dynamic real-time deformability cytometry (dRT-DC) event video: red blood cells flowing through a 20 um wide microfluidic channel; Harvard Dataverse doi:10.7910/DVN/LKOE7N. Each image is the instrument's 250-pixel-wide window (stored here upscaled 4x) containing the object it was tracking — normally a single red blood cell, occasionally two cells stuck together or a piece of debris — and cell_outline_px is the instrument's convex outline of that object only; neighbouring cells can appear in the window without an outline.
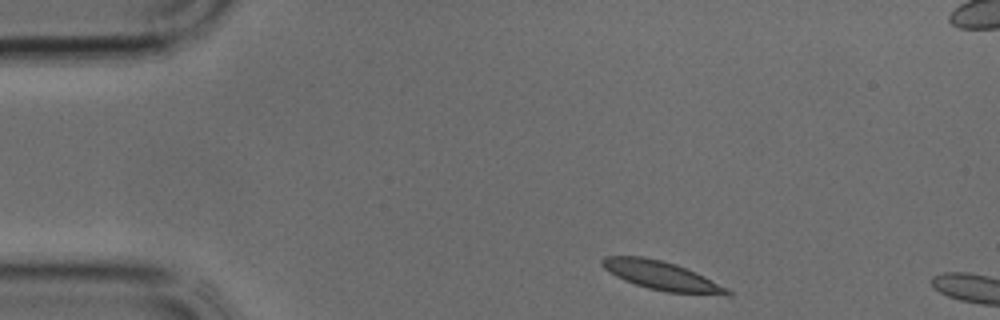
{"species": "common noctule bat (a hibernating species)", "species_latin": "Nyctalus noctula", "temperature_condition": "cold", "stored_images_in_passage": 3, "camera_frame_rate_fps": 3000, "um_per_image_px": 0.085, "animal": {"sex": "male", "body_mass_g": 17.9, "forearm_length_mm": 54.2}, "frame": {"image": 1, "passage_image": 1, "time_ms": 0.0, "image_size_px": [1000, 320], "cell_outline_px": [[732, 296], [724, 296], [668, 292], [648, 288], [624, 280], [608, 272], [600, 264], [600, 260], [604, 256], [644, 256], [676, 264], [696, 272], [728, 288], [732, 292]], "centroid_in_image_um": [56.26, 23.44], "position_along_channel_um": 28.7, "area_um2": 21.21}}